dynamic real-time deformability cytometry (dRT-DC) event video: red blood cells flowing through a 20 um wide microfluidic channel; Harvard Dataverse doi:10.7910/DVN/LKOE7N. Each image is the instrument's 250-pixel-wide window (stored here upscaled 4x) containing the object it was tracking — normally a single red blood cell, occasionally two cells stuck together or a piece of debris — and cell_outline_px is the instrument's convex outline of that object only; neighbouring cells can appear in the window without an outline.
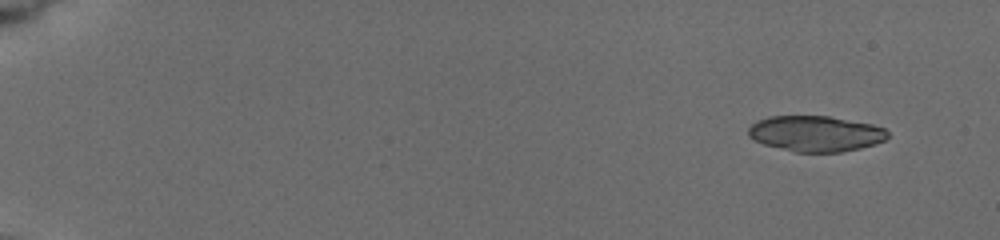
{"species": "common noctule bat (a hibernating species)", "species_latin": "Nyctalus noctula", "temperature_condition": "cold", "stored_images_in_passage": 45, "camera_frame_rate_fps": 3000, "um_per_image_px": 0.085, "animal": {"sex": "female", "body_mass_g": 19.5, "forearm_length_mm": 54.1}, "frame": {"image": 1, "passage_image": 1, "time_ms": 0.0, "image_size_px": [1000, 240], "cell_outline_px": [[888, 136], [884, 140], [876, 144], [860, 148], [840, 152], [796, 152], [764, 144], [752, 140], [748, 136], [748, 128], [756, 120], [768, 116], [828, 116], [872, 124], [884, 128], [888, 132]], "centroid_in_image_um": [69.3, 11.35], "position_along_channel_um": 15.7, "area_um2": 29.07}}
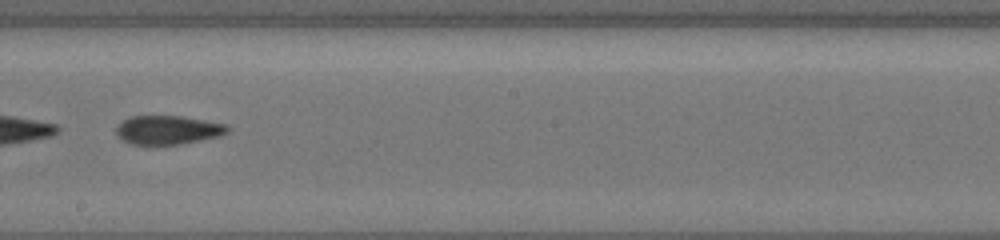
{"frame": {"image": 2, "passage_image": 27, "time_ms": 10.0, "image_size_px": [1000, 240], "cell_outline_px": [[232, 128], [228, 132], [220, 136], [180, 144], [132, 144], [116, 136], [116, 128], [128, 116], [180, 116], [228, 124]], "centroid_in_image_um": [14.31, 11.04], "position_along_channel_um": 233.9, "area_um2": 18.67}}
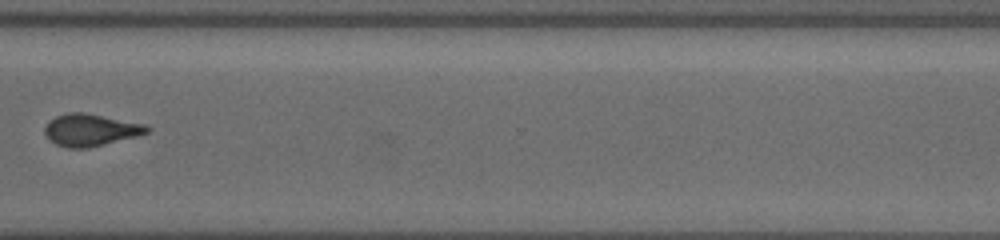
{"frame": {"image": 3, "passage_image": 36, "time_ms": 13.333, "image_size_px": [1000, 240], "cell_outline_px": [[152, 128], [148, 132], [140, 136], [88, 148], [68, 148], [56, 144], [48, 140], [44, 132], [44, 128], [56, 116], [68, 112], [84, 112], [148, 124]], "centroid_in_image_um": [7.76, 11.05], "position_along_channel_um": 362.8, "area_um2": 19.42}, "authors_computed_cell_mechanics": {"area_um2": 20.0566, "velocity_mm_per_s": 3.867, "shape_relaxation_time_tau1_ms": null, "shape_relaxation_time_tau2_ms": 2.5014, "deformation_change_tau1": null, "deformation_change_tau2": 0.09}}